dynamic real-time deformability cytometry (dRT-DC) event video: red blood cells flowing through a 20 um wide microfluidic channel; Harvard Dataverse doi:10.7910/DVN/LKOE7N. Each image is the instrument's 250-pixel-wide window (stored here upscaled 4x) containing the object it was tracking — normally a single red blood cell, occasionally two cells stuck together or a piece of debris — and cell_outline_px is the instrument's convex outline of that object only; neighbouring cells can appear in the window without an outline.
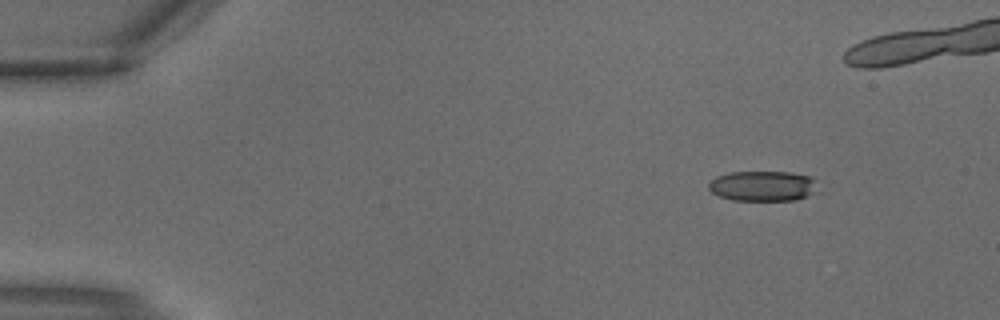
{"species": "common noctule bat (a hibernating species)", "species_latin": "Nyctalus noctula", "temperature_condition": "warm", "stored_images_in_passage": 6, "camera_frame_rate_fps": 3000, "um_per_image_px": 0.085, "animal": {"sex": "male", "body_mass_g": 18.8}, "frame": {"image": 1, "passage_image": 1, "time_ms": 0.0, "image_size_px": [1000, 320], "cell_outline_px": [[820, 192], [796, 200], [732, 200], [720, 196], [712, 192], [708, 188], [708, 184], [716, 176], [728, 172], [788, 172], [812, 176], [816, 180]], "centroid_in_image_um": [64.91, 15.81], "position_along_channel_um": 20.1, "area_um2": 19.59}}
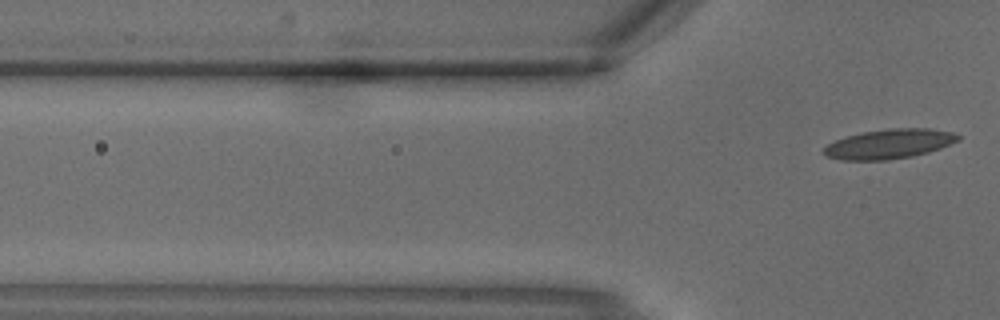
{"frame": {"image": 2, "passage_image": 6, "time_ms": 1.667, "image_size_px": [1000, 320], "cell_outline_px": [[960, 140], [940, 148], [928, 152], [912, 156], [888, 160], [840, 160], [824, 156], [824, 148], [828, 144], [836, 140], [848, 136], [864, 132], [888, 128], [928, 128], [952, 132], [960, 136]], "centroid_in_image_um": [75.59, 12.24], "position_along_channel_um": 50.2, "area_um2": 23.06}}